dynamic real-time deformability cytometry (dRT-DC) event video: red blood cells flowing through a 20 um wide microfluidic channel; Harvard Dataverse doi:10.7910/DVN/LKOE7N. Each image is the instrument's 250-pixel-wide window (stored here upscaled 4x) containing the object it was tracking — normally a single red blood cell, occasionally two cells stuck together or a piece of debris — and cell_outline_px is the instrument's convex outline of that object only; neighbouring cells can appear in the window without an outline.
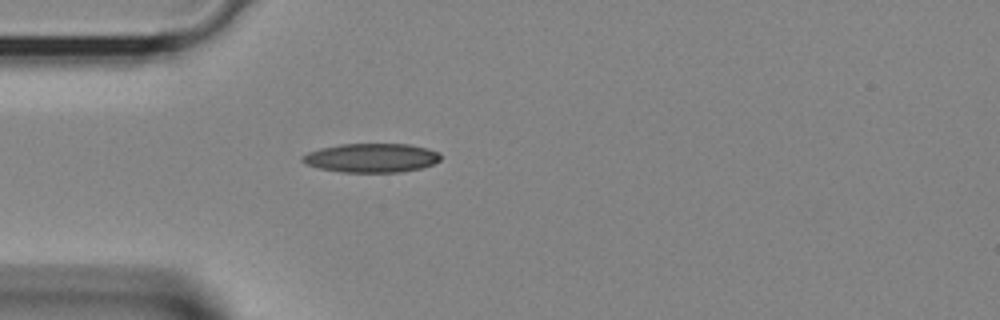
{"species": "Egyptian fruit bat (a non-hibernating species)", "species_latin": "Rousettus aegyptiacus", "temperature_condition": "room temperature", "stored_images_in_passage": 29, "camera_frame_rate_fps": 3000, "um_per_image_px": 0.085, "animal": {"sex": "female"}, "frame": {"image": 1, "passage_image": 1, "time_ms": 0.0, "image_size_px": [1000, 320], "cell_outline_px": [[440, 160], [432, 164], [420, 168], [400, 172], [344, 172], [320, 168], [304, 164], [300, 160], [300, 156], [308, 152], [320, 148], [340, 144], [408, 144], [428, 148], [436, 152], [440, 156]], "centroid_in_image_um": [31.52, 13.41], "position_along_channel_um": 53.5, "area_um2": 23.29}}
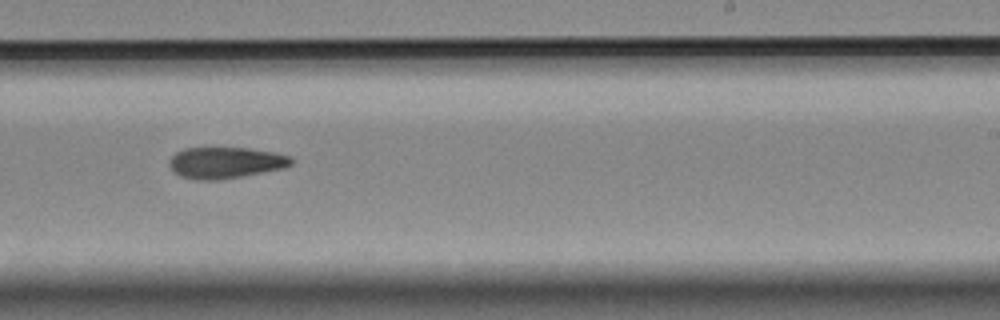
{"frame": {"image": 2, "passage_image": 14, "time_ms": 4.333, "image_size_px": [1000, 320], "cell_outline_px": [[292, 164], [284, 168], [240, 176], [216, 180], [196, 180], [180, 176], [172, 172], [168, 164], [168, 160], [176, 152], [184, 148], [248, 148], [276, 152], [288, 156], [292, 160]], "centroid_in_image_um": [19.11, 13.82], "position_along_channel_um": 269.9, "area_um2": 22.25}}
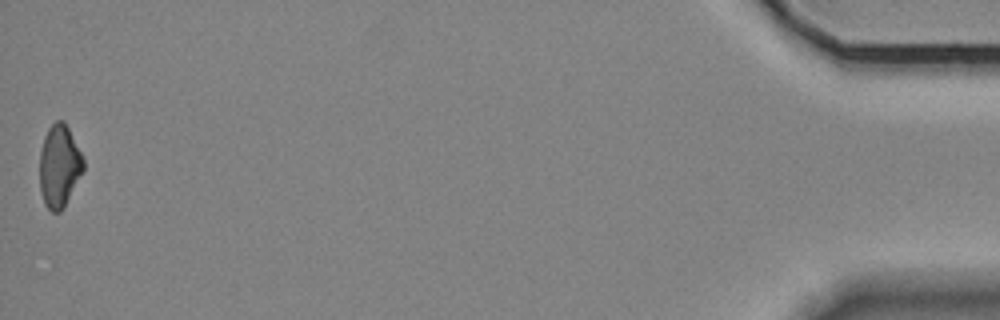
{"frame": {"image": 3, "passage_image": 29, "time_ms": 9.333, "image_size_px": [1000, 320], "cell_outline_px": [[84, 168], [64, 208], [60, 212], [52, 212], [44, 204], [40, 188], [40, 152], [44, 136], [48, 128], [56, 120], [64, 120], [84, 160]], "centroid_in_image_um": [5.02, 14.12], "position_along_channel_um": 430.2, "area_um2": 20.87}}